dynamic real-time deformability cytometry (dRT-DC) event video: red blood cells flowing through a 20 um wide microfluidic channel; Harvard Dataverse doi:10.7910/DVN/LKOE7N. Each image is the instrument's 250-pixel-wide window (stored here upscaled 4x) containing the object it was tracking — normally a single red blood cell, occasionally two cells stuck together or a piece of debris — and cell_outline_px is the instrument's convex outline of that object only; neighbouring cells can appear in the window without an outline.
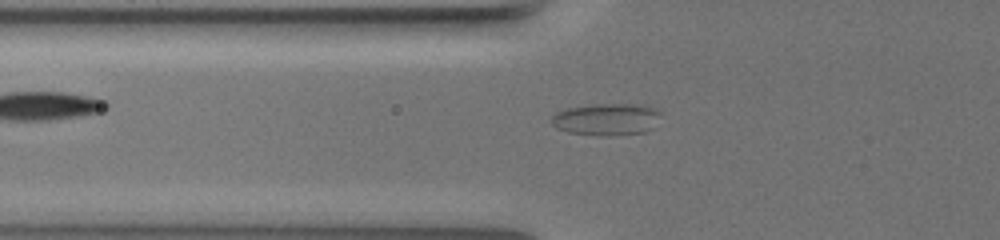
{"species": "common noctule bat (a hibernating species)", "species_latin": "Nyctalus noctula", "temperature_condition": "warm", "stored_images_in_passage": 48, "camera_frame_rate_fps": 3000, "um_per_image_px": 0.085, "animal": {"sex": "female", "body_mass_g": 19.5, "forearm_length_mm": 54.1}, "frame": {"image": 1, "passage_image": 11, "time_ms": 3.333, "image_size_px": [1000, 240], "cell_outline_px": [[660, 112], [644, 132], [568, 132], [556, 128], [552, 124], [552, 116], [568, 108], [592, 104], [632, 104], [652, 108]], "centroid_in_image_um": [51.45, 10.07], "position_along_channel_um": 74.4, "area_um2": 18.44}}
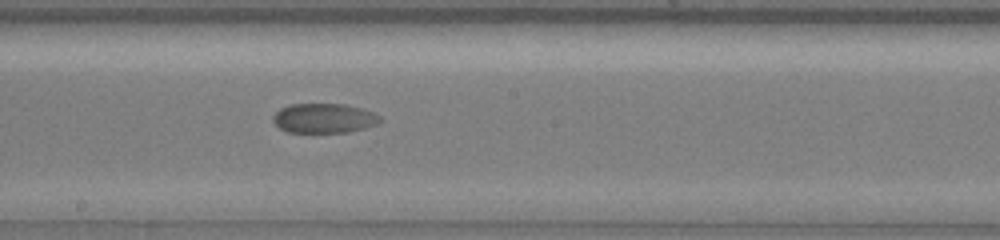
{"frame": {"image": 2, "passage_image": 25, "time_ms": 8.0, "image_size_px": [1000, 240], "cell_outline_px": [[380, 120], [376, 124], [344, 132], [288, 132], [280, 128], [276, 124], [272, 116], [280, 108], [292, 104], [344, 104], [360, 108], [372, 112], [380, 116]], "centroid_in_image_um": [27.49, 10.04], "position_along_channel_um": 220.7, "area_um2": 18.03}}
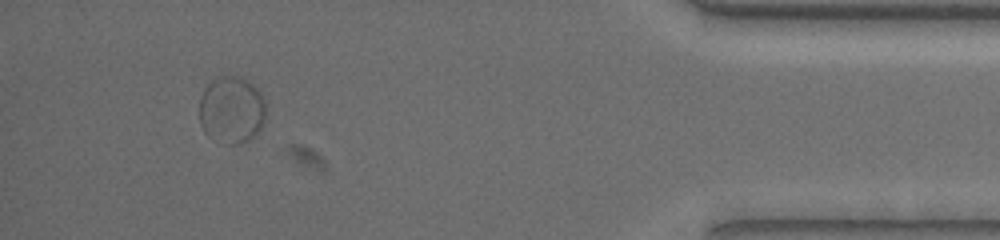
{"frame": {"image": 3, "passage_image": 48, "time_ms": 15.667, "image_size_px": [1000, 240], "cell_outline_px": [[264, 116], [260, 128], [248, 140], [236, 144], [232, 144], [208, 136], [204, 132], [200, 124], [200, 100], [204, 88], [212, 80], [220, 76], [240, 76], [248, 80], [256, 88], [264, 100]], "centroid_in_image_um": [19.65, 9.31], "position_along_channel_um": 415.5, "area_um2": 25.61}, "authors_computed_cell_mechanics": {"area_um2": 19.1318, "velocity_mm_per_s": 3.1835, "shape_relaxation_time_tau1_ms": null, "shape_relaxation_time_tau2_ms": 4.7558, "deformation_change_tau1": null, "deformation_change_tau2": 0.0323}}